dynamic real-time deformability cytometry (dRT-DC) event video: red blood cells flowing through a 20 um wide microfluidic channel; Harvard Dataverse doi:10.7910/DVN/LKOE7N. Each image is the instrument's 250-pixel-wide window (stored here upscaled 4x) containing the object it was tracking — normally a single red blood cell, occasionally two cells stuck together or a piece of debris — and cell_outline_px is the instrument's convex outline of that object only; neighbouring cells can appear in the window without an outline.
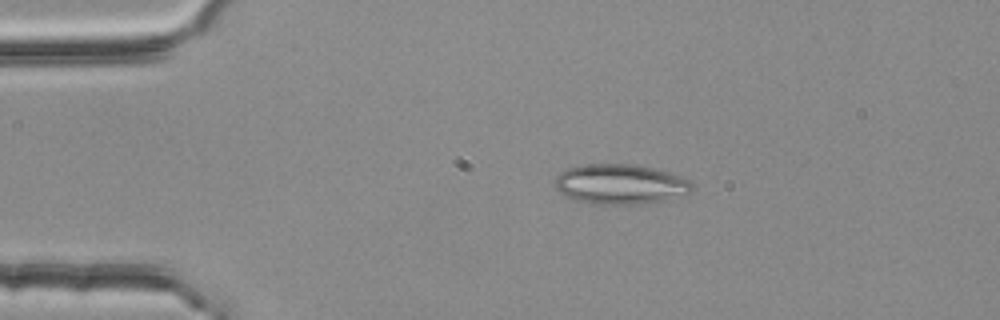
{"species": "common noctule bat (a hibernating species)", "species_latin": "Nyctalus noctula", "temperature_condition": "room temperature", "stored_images_in_passage": 45, "camera_frame_rate_fps": 3000, "um_per_image_px": 0.085, "animal": {"sex": "female", "body_mass_g": 25.1}, "frame": {"image": 1, "passage_image": 9, "time_ms": 2.667, "image_size_px": [1000, 320], "cell_outline_px": [[692, 192], [644, 204], [596, 204], [572, 200], [560, 192], [556, 188], [556, 176], [560, 172], [568, 168], [580, 164], [632, 164], [656, 168], [668, 172], [688, 180], [692, 184]], "centroid_in_image_um": [52.68, 15.65], "position_along_channel_um": 32.3, "area_um2": 31.85}}
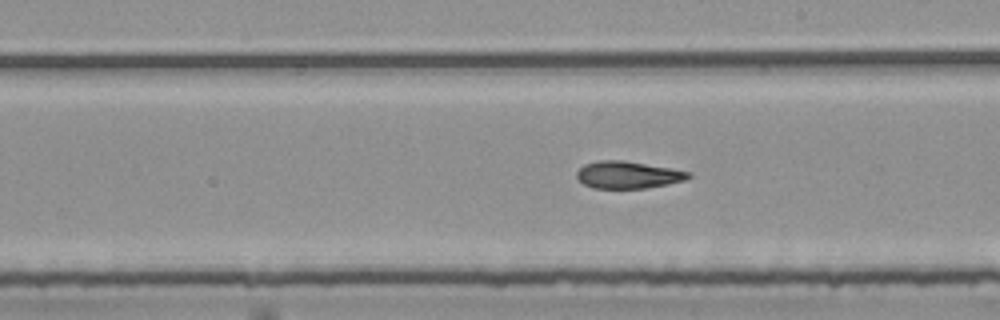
{"frame": {"image": 2, "passage_image": 29, "time_ms": 9.333, "image_size_px": [1000, 320], "cell_outline_px": [[692, 176], [684, 180], [668, 184], [644, 188], [592, 188], [584, 184], [576, 176], [576, 172], [584, 164], [600, 160], [624, 160], [692, 172]], "centroid_in_image_um": [53.37, 14.86], "position_along_channel_um": 235.6, "area_um2": 17.63}}
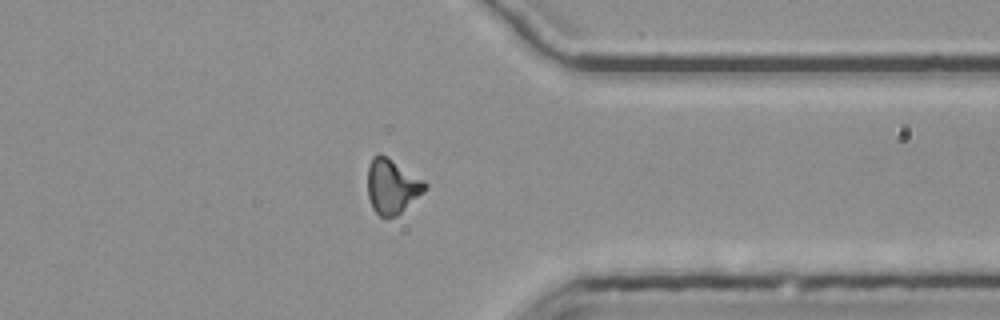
{"frame": {"image": 3, "passage_image": 41, "time_ms": 13.333, "image_size_px": [1000, 320], "cell_outline_px": [[428, 188], [424, 192], [396, 216], [384, 220], [372, 208], [368, 196], [368, 164], [372, 156], [380, 152], [388, 156], [424, 180], [428, 184]], "centroid_in_image_um": [33.32, 15.82], "position_along_channel_um": 378.1, "area_um2": 18.67}, "authors_computed_cell_mechanics": {"area_um2": 18.1492, "velocity_mm_per_s": 3.7594, "shape_relaxation_time_tau1_ms": null, "shape_relaxation_time_tau2_ms": 6.3948, "deformation_change_tau1": null, "deformation_change_tau2": 0.1693}}